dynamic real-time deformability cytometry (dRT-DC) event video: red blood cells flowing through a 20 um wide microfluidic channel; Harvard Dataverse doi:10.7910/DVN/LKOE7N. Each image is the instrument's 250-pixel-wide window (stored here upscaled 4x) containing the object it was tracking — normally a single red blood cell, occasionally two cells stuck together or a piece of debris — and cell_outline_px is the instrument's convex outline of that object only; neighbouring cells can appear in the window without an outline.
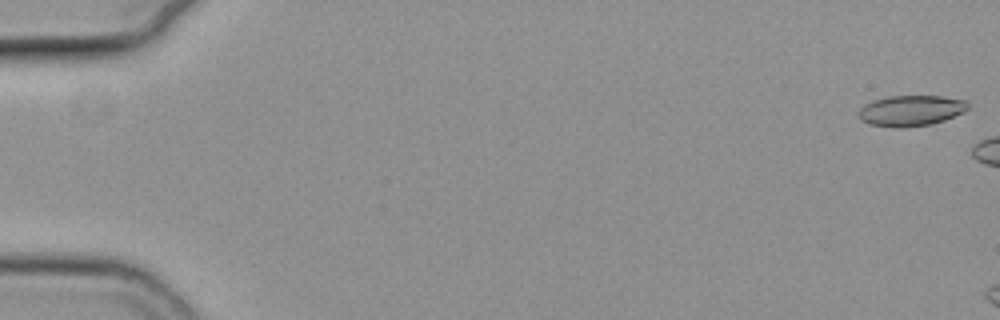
{"species": "common noctule bat (a hibernating species)", "species_latin": "Nyctalus noctula", "temperature_condition": "cold", "stored_images_in_passage": 6, "camera_frame_rate_fps": 3000, "um_per_image_px": 0.085, "animal": {"sex": "female", "body_mass_g": 19.3, "forearm_length_mm": 54.1}, "frame": {"image": 1, "passage_image": 1, "time_ms": 0.0, "image_size_px": [1000, 320], "cell_outline_px": [[968, 108], [964, 112], [944, 120], [932, 124], [904, 128], [892, 128], [868, 124], [860, 120], [856, 116], [856, 112], [864, 104], [872, 100], [888, 96], [940, 96], [968, 100]], "centroid_in_image_um": [77.37, 9.41], "position_along_channel_um": 7.6, "area_um2": 20.06}}